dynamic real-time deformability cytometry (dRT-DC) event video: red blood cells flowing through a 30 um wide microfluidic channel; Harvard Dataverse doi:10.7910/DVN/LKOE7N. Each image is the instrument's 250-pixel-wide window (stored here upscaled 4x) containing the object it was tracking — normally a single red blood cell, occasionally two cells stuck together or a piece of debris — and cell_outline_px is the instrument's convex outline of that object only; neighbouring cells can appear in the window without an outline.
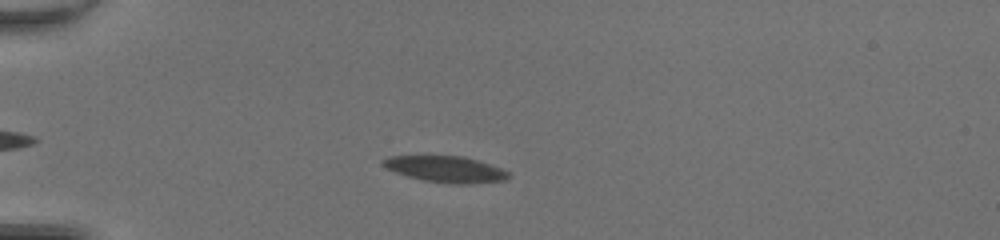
{"species": "common noctule bat (a hibernating species)", "species_latin": "Nyctalus noctula", "temperature_condition": "room temperature", "stored_images_in_passage": 40, "camera_frame_rate_fps": 3000, "um_per_image_px": 0.085, "animal": {"sex": "female", "body_mass_g": 20.0, "forearm_length_mm": 54.0}, "frame": {"image": 1, "passage_image": 9, "time_ms": 2.667, "image_size_px": [1000, 240], "cell_outline_px": [[508, 176], [504, 180], [472, 184], [452, 184], [424, 180], [408, 176], [396, 172], [388, 168], [384, 164], [384, 160], [392, 156], [464, 156], [500, 168], [508, 172]], "centroid_in_image_um": [37.92, 14.39], "position_along_channel_um": 47.1, "area_um2": 18.67}}
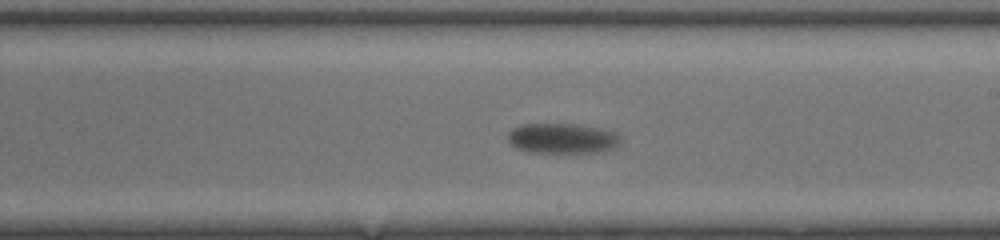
{"frame": {"image": 2, "passage_image": 26, "time_ms": 8.333, "image_size_px": [1000, 240], "cell_outline_px": [[620, 144], [616, 148], [596, 152], [528, 152], [516, 148], [508, 140], [508, 132], [512, 128], [520, 124], [576, 124], [600, 128], [616, 132], [620, 136]], "centroid_in_image_um": [47.8, 11.75], "position_along_channel_um": 241.2, "area_um2": 19.94}}
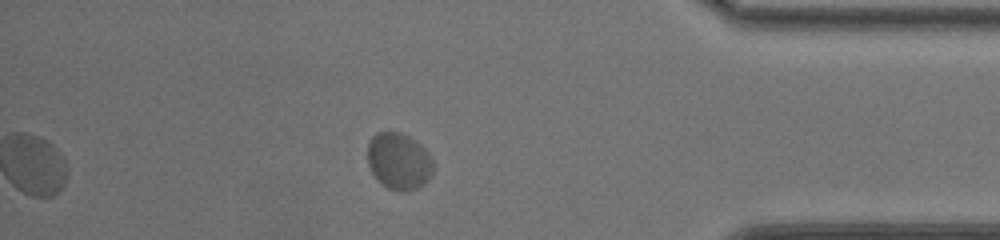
{"frame": {"image": 3, "passage_image": 40, "time_ms": 13.0, "image_size_px": [1000, 240], "cell_outline_px": [[432, 176], [424, 184], [416, 188], [404, 192], [400, 192], [388, 188], [372, 172], [368, 164], [368, 144], [372, 136], [376, 132], [400, 132], [408, 136], [420, 144], [424, 148], [432, 160]], "centroid_in_image_um": [33.91, 13.7], "position_along_channel_um": 401.3, "area_um2": 21.5}, "authors_computed_cell_mechanics": {"area_um2": 19.8543, "velocity_mm_per_s": 4.0124, "shape_relaxation_time_tau1_ms": 1.2472, "shape_relaxation_time_tau2_ms": null, "deformation_change_tau1": 0.0657, "deformation_change_tau2": null}}